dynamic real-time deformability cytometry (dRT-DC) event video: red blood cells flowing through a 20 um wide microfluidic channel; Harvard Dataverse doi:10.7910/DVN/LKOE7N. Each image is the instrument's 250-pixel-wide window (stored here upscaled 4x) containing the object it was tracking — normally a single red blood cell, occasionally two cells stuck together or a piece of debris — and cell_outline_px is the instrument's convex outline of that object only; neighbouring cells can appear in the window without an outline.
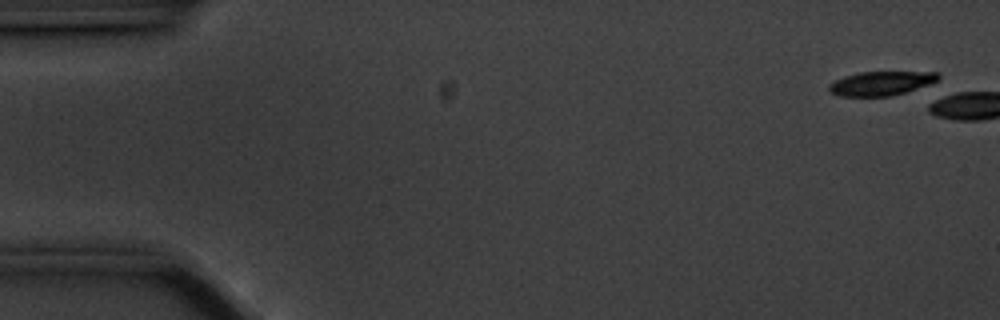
{"species": "common noctule bat (a hibernating species)", "species_latin": "Nyctalus noctula", "temperature_condition": "cold", "stored_images_in_passage": 1, "camera_frame_rate_fps": 3000, "um_per_image_px": 0.085, "animal": {"sex": "male", "body_mass_g": 20.1, "forearm_length_mm": 53.5}, "frame": {"image": 1, "passage_image": 1, "time_ms": 0.0, "image_size_px": [1000, 320], "cell_outline_px": [[940, 76], [936, 80], [928, 84], [892, 96], [840, 96], [832, 92], [828, 88], [828, 84], [844, 76], [860, 72], [940, 72]], "centroid_in_image_um": [74.87, 7.08], "position_along_channel_um": 10.1, "area_um2": 15.09}}